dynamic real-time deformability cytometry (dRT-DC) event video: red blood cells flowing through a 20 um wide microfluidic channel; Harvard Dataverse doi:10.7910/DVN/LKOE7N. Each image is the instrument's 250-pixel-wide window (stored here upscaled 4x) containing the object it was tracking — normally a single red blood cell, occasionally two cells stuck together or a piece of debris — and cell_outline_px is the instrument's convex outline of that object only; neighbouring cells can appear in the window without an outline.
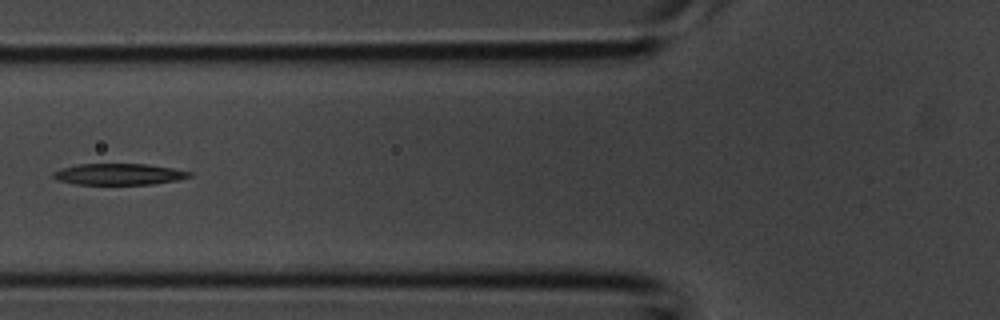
{"species": "common noctule bat (a hibernating species)", "species_latin": "Nyctalus noctula", "temperature_condition": "room temperature", "stored_images_in_passage": 5, "camera_frame_rate_fps": 3000, "um_per_image_px": 0.085, "animal": {"sex": "male", "body_mass_g": 20.1, "forearm_length_mm": 53.5}, "frame": {"image": 1, "passage_image": 5, "time_ms": 1.333, "image_size_px": [1000, 320], "cell_outline_px": [[196, 172], [192, 176], [176, 180], [152, 184], [76, 184], [60, 180], [52, 176], [52, 172], [60, 168], [76, 164], [148, 164]], "centroid_in_image_um": [10.13, 14.79], "position_along_channel_um": 115.7, "area_um2": 16.94}}